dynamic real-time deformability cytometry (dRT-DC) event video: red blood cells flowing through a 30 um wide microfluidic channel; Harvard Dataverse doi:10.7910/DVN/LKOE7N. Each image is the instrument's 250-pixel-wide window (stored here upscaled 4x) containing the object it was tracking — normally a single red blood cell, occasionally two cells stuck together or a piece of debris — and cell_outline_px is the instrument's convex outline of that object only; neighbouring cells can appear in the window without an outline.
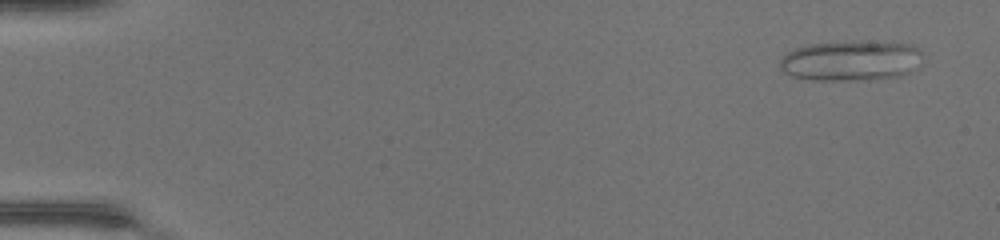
{"species": "common noctule bat (a hibernating species)", "species_latin": "Nyctalus noctula", "temperature_condition": "warm", "stored_images_in_passage": 47, "camera_frame_rate_fps": 3000, "um_per_image_px": 0.085, "animal": {"sex": "female", "body_mass_g": 17.0, "forearm_length_mm": 48.0}, "frame": {"image": 1, "passage_image": 3, "time_ms": 0.667, "image_size_px": [1000, 240], "cell_outline_px": [[924, 52], [920, 68], [900, 76], [868, 80], [812, 80], [792, 76], [784, 72], [780, 68], [780, 60], [788, 52], [796, 48], [808, 44], [912, 44], [920, 48]], "centroid_in_image_um": [72.39, 5.22], "position_along_channel_um": 12.6, "area_um2": 32.83}}
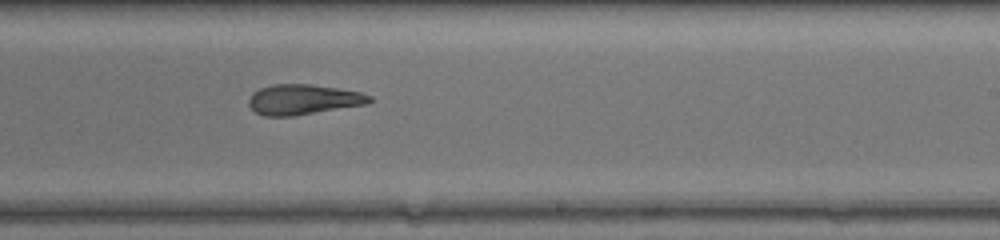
{"frame": {"image": 2, "passage_image": 30, "time_ms": 9.667, "image_size_px": [1000, 240], "cell_outline_px": [[372, 100], [368, 104], [292, 116], [264, 116], [256, 112], [248, 104], [248, 100], [252, 92], [260, 88], [272, 84], [312, 84], [360, 92], [372, 96]], "centroid_in_image_um": [25.76, 8.45], "position_along_channel_um": 263.2, "area_um2": 21.27}}
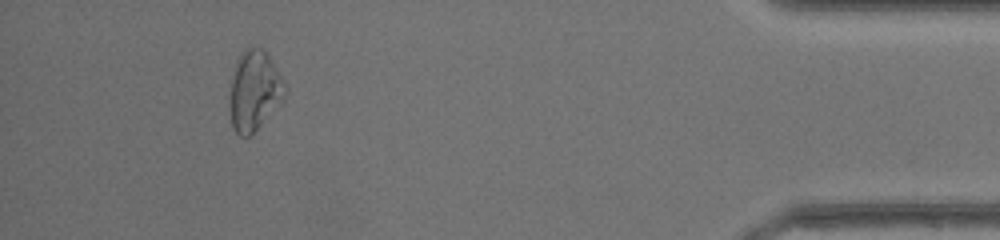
{"frame": {"image": 3, "passage_image": 44, "time_ms": 14.333, "image_size_px": [1000, 240], "cell_outline_px": [[288, 88], [284, 100], [248, 136], [240, 136], [232, 128], [228, 104], [228, 96], [232, 76], [236, 64], [244, 48], [260, 48], [268, 56]], "centroid_in_image_um": [21.59, 7.73], "position_along_channel_um": 413.6, "area_um2": 25.55}, "authors_computed_cell_mechanics": {"area_um2": 23.8714, "velocity_mm_per_s": 4.4533, "shape_relaxation_time_tau1_ms": null, "shape_relaxation_time_tau2_ms": 1.5102, "deformation_change_tau1": null, "deformation_change_tau2": 0.1073}}